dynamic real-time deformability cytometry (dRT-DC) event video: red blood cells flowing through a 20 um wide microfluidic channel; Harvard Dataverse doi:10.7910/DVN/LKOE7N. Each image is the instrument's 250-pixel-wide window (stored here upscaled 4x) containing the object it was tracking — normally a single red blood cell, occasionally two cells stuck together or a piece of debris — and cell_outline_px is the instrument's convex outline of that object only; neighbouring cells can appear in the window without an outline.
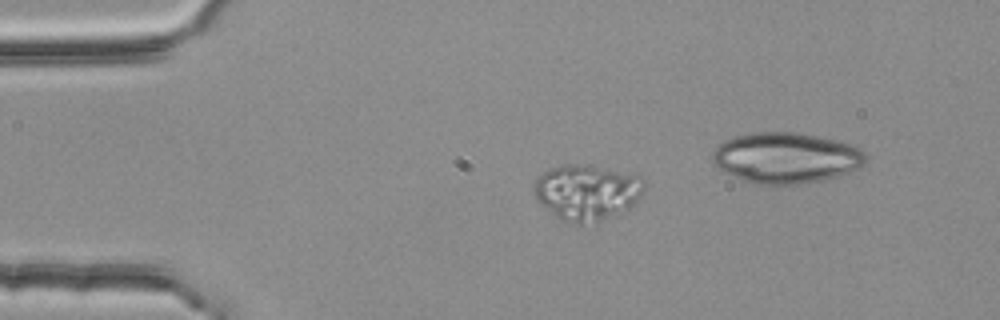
{"species": "common noctule bat (a hibernating species)", "species_latin": "Nyctalus noctula", "temperature_condition": "room temperature", "stored_images_in_passage": 44, "camera_frame_rate_fps": 3000, "um_per_image_px": 0.085, "animal": {"sex": "female", "body_mass_g": 25.1}, "frame": {"image": 1, "passage_image": 11, "time_ms": 3.333, "image_size_px": [1000, 320], "cell_outline_px": [[644, 192], [636, 204], [628, 208], [596, 220], [580, 224], [576, 224], [556, 216], [536, 200], [532, 188], [536, 180], [544, 172], [552, 168], [564, 164], [580, 164], [640, 176], [644, 180]], "centroid_in_image_um": [49.87, 16.32], "position_along_channel_um": 35.1, "area_um2": 34.91}}
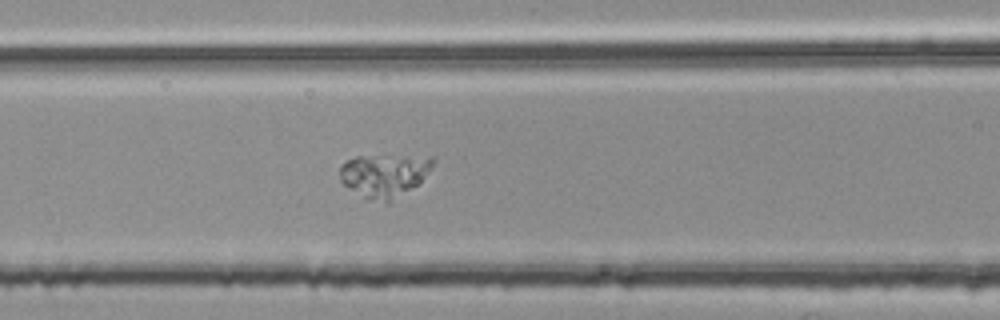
{"frame": {"image": 2, "passage_image": 22, "time_ms": 7.0, "image_size_px": [1000, 320], "cell_outline_px": [[436, 160], [432, 168], [416, 184], [388, 204], [368, 200], [344, 184], [340, 180], [340, 164], [356, 156], [432, 156]], "centroid_in_image_um": [32.66, 14.9], "position_along_channel_um": 133.9, "area_um2": 23.35}}
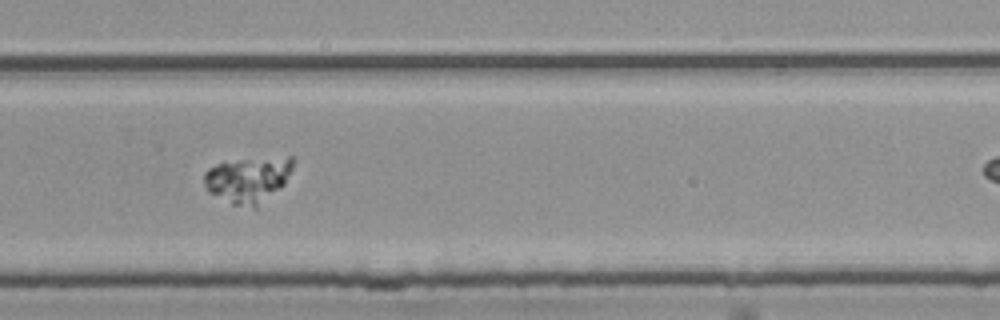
{"frame": {"image": 3, "passage_image": 36, "time_ms": 11.667, "image_size_px": [1000, 320], "cell_outline_px": [[292, 168], [284, 184], [256, 208], [252, 208], [232, 204], [208, 192], [204, 184], [204, 172], [208, 168], [216, 164], [240, 160], [288, 156], [292, 156]], "centroid_in_image_um": [21.06, 15.28], "position_along_channel_um": 308.7, "area_um2": 23.47}}